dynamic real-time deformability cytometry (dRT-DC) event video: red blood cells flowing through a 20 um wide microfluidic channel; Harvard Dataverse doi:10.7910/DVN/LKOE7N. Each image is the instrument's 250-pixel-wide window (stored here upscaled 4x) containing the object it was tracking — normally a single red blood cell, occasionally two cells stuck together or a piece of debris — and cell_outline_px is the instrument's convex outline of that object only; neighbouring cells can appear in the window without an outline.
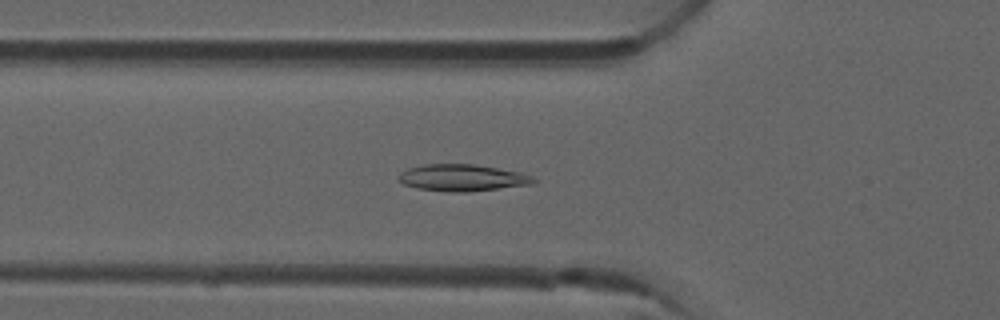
{"species": "common noctule bat (a hibernating species)", "species_latin": "Nyctalus noctula", "temperature_condition": "room temperature", "stored_images_in_passage": 43, "camera_frame_rate_fps": 3000, "um_per_image_px": 0.085, "animal": {"sex": "male", "forearm_length_mm": 52.5}, "frame": {"image": 1, "passage_image": 9, "time_ms": 2.667, "image_size_px": [1000, 320], "cell_outline_px": [[536, 180], [532, 184], [468, 192], [452, 192], [416, 188], [404, 184], [396, 180], [396, 176], [400, 172], [408, 168], [424, 164], [472, 164], [520, 172], [532, 176]], "centroid_in_image_um": [39.23, 15.11], "position_along_channel_um": 86.6, "area_um2": 21.04}}
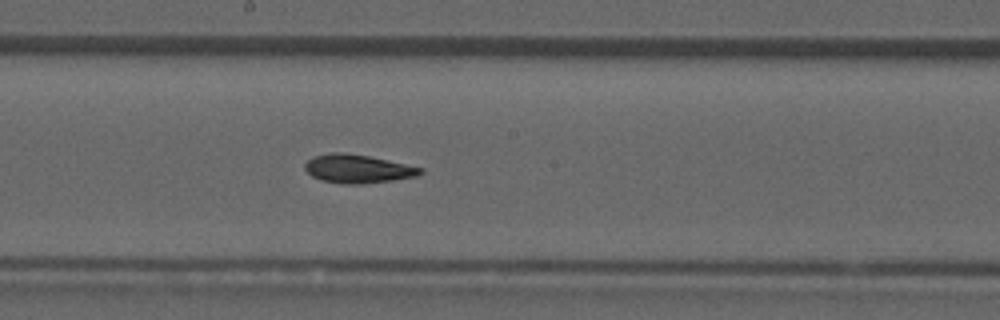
{"frame": {"image": 2, "passage_image": 19, "time_ms": 6.0, "image_size_px": [1000, 320], "cell_outline_px": [[424, 172], [416, 176], [392, 180], [360, 184], [344, 184], [320, 180], [312, 176], [304, 168], [304, 164], [312, 156], [332, 152], [344, 152], [368, 156], [388, 160], [424, 168]], "centroid_in_image_um": [30.39, 14.34], "position_along_channel_um": 217.8, "area_um2": 19.19}}
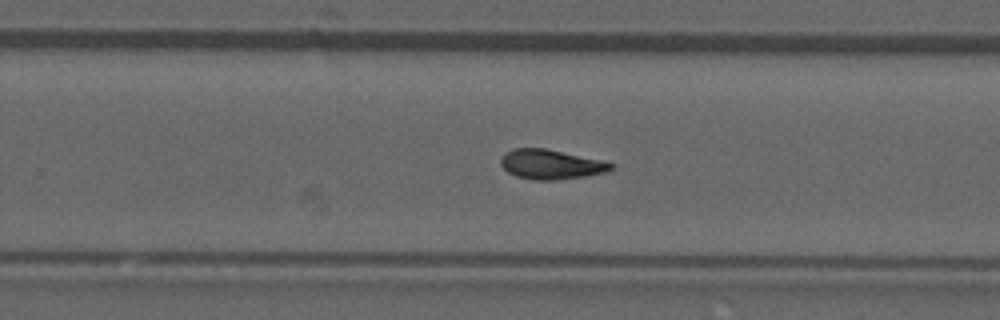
{"frame": {"image": 3, "passage_image": 24, "time_ms": 7.667, "image_size_px": [1000, 320], "cell_outline_px": [[612, 168], [604, 172], [584, 176], [552, 180], [536, 180], [516, 176], [508, 172], [500, 164], [500, 160], [504, 152], [512, 148], [544, 148], [596, 160], [612, 164]], "centroid_in_image_um": [46.7, 13.97], "position_along_channel_um": 283.1, "area_um2": 18.44}, "authors_computed_cell_mechanics": {"area_um2": 18.6694, "velocity_mm_per_s": 3.9342, "shape_relaxation_time_tau1_ms": null, "shape_relaxation_time_tau2_ms": 2.0718, "deformation_change_tau1": null, "deformation_change_tau2": 0.066}}